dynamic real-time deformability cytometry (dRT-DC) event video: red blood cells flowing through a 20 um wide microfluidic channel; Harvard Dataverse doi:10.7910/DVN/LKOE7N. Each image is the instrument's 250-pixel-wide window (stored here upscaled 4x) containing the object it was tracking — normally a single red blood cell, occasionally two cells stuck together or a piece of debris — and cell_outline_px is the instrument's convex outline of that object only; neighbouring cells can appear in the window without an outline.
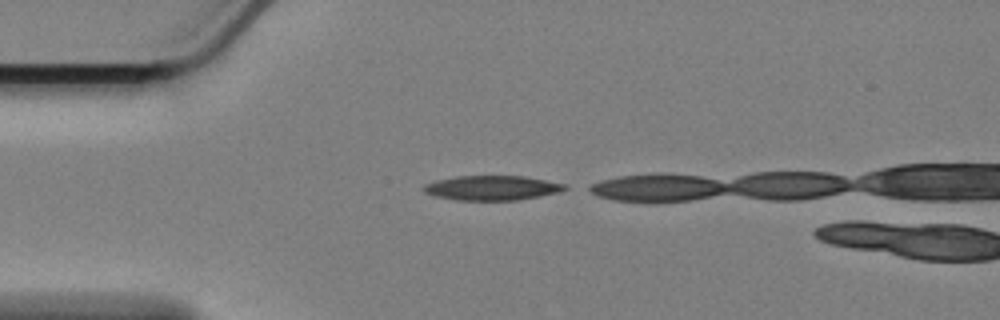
{"species": "Egyptian fruit bat (a non-hibernating species)", "species_latin": "Rousettus aegyptiacus", "temperature_condition": "cold", "stored_images_in_passage": 4, "camera_frame_rate_fps": 3000, "um_per_image_px": 0.085, "animal": {"sex": "female"}, "frame": {"image": 1, "passage_image": 1, "time_ms": 0.0, "image_size_px": [1000, 320], "cell_outline_px": [[568, 188], [560, 192], [540, 196], [516, 200], [456, 200], [436, 196], [424, 192], [424, 184], [436, 180], [456, 176], [524, 176], [568, 184]], "centroid_in_image_um": [41.86, 15.97], "position_along_channel_um": 43.1, "area_um2": 20.29}}